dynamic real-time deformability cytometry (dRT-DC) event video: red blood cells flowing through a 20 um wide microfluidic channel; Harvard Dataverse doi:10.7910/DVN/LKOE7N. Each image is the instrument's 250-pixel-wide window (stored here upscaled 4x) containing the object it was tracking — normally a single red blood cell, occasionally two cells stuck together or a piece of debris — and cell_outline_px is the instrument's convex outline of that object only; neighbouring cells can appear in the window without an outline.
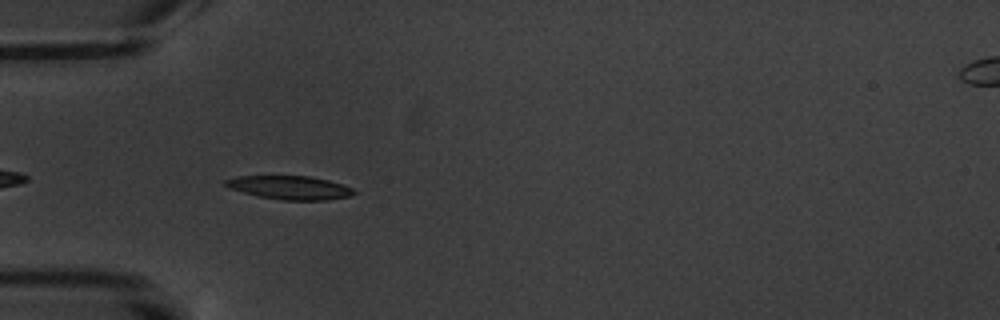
{"species": "common noctule bat (a hibernating species)", "species_latin": "Nyctalus noctula", "temperature_condition": "warm", "stored_images_in_passage": 8, "camera_frame_rate_fps": 3000, "um_per_image_px": 0.085, "animal": {"sex": "male", "body_mass_g": 20.1, "forearm_length_mm": 53.5}, "frame": {"image": 1, "passage_image": 6, "time_ms": 5.667, "image_size_px": [1000, 320], "cell_outline_px": [[356, 192], [352, 196], [328, 200], [280, 200], [260, 196], [228, 188], [224, 184], [224, 180], [236, 176], [312, 176], [344, 184], [352, 188]], "centroid_in_image_um": [24.67, 15.94], "position_along_channel_um": 60.3, "area_um2": 17.74}}
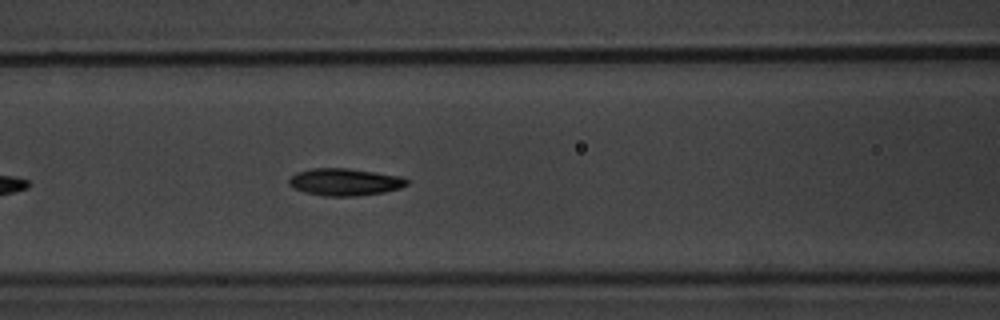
{"frame": {"image": 2, "passage_image": 8, "time_ms": 8.0, "image_size_px": [1000, 320], "cell_outline_px": [[408, 184], [400, 188], [384, 192], [356, 196], [324, 196], [304, 192], [292, 188], [288, 184], [288, 180], [296, 172], [312, 168], [348, 168], [404, 176], [408, 180]], "centroid_in_image_um": [29.31, 15.46], "position_along_channel_um": 137.3, "area_um2": 18.9}}